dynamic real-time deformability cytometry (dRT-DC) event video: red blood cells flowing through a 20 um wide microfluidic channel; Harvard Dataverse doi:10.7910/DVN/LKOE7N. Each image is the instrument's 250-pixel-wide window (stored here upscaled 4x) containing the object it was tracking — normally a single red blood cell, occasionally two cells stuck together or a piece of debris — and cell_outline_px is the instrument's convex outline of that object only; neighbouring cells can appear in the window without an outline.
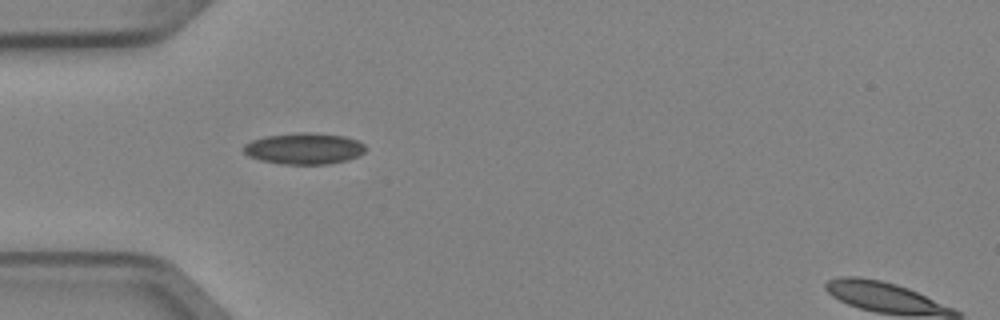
{"species": "Egyptian fruit bat (a non-hibernating species)", "species_latin": "Rousettus aegyptiacus", "temperature_condition": "cold", "stored_images_in_passage": 4, "camera_frame_rate_fps": 3000, "um_per_image_px": 0.085, "animal": {"sex": "female"}, "frame": {"image": 1, "passage_image": 4, "time_ms": 1.0, "image_size_px": [1000, 320], "cell_outline_px": [[364, 152], [348, 160], [328, 164], [280, 164], [260, 160], [248, 156], [244, 152], [244, 144], [252, 140], [264, 136], [296, 132], [308, 132], [344, 136], [356, 140], [364, 144]], "centroid_in_image_um": [25.81, 12.62], "position_along_channel_um": 59.2, "area_um2": 22.25}}